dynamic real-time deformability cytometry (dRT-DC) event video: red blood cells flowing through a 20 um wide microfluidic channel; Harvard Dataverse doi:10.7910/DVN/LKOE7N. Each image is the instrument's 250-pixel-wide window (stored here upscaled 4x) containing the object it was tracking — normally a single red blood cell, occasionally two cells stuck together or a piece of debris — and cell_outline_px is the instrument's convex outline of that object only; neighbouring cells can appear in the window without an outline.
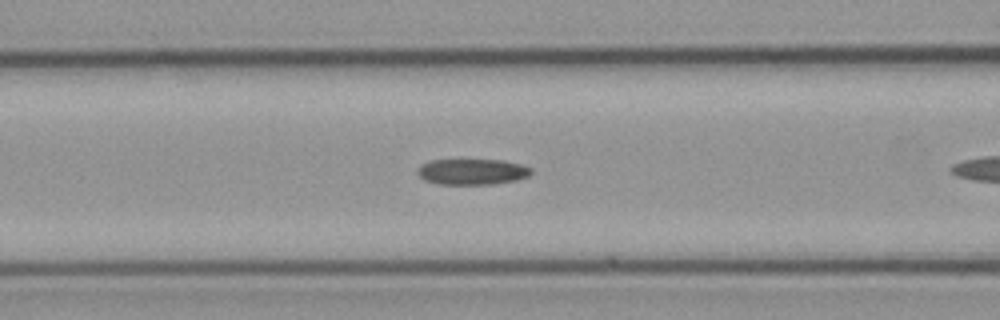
{"species": "common noctule bat (a hibernating species)", "species_latin": "Nyctalus noctula", "temperature_condition": "cold", "stored_images_in_passage": 6, "camera_frame_rate_fps": 3000, "um_per_image_px": 0.085, "animal": {"sex": "male", "body_mass_g": 23.1, "forearm_length_mm": 52.7}, "frame": {"image": 1, "passage_image": 5, "time_ms": 4.667, "image_size_px": [1000, 320], "cell_outline_px": [[532, 172], [528, 176], [516, 180], [492, 184], [436, 184], [424, 180], [416, 172], [416, 168], [420, 164], [432, 160], [500, 160], [524, 164], [532, 168]], "centroid_in_image_um": [40.12, 14.59], "position_along_channel_um": 126.5, "area_um2": 17.28}}